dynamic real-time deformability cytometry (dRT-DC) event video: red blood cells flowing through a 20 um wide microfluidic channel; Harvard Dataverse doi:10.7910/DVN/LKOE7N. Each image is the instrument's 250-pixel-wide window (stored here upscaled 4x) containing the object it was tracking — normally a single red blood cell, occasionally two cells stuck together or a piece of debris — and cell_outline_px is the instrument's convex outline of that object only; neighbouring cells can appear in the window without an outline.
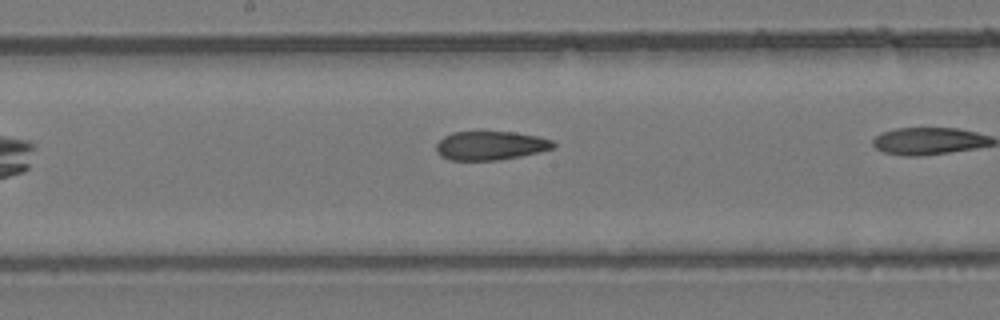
{"species": "common noctule bat (a hibernating species)", "species_latin": "Nyctalus noctula", "temperature_condition": "room temperature", "stored_images_in_passage": 13, "camera_frame_rate_fps": 3000, "um_per_image_px": 0.085, "animal": {"sex": "female", "body_mass_g": 24.6, "forearm_length_mm": 56.2}, "frame": {"image": 1, "passage_image": 8, "time_ms": 2.333, "image_size_px": [1000, 320], "cell_outline_px": [[556, 144], [552, 148], [520, 156], [500, 160], [448, 160], [440, 156], [436, 152], [436, 144], [444, 136], [452, 132], [516, 132], [536, 136], [552, 140]], "centroid_in_image_um": [41.64, 12.38], "position_along_channel_um": 206.6, "area_um2": 19.59}}
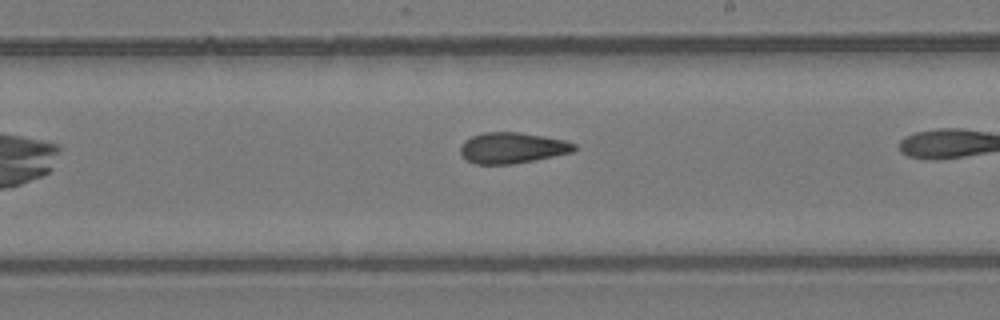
{"frame": {"image": 2, "passage_image": 11, "time_ms": 3.333, "image_size_px": [1000, 320], "cell_outline_px": [[576, 148], [572, 152], [536, 160], [512, 164], [476, 164], [460, 156], [460, 144], [464, 140], [472, 136], [484, 132], [520, 132], [544, 136], [564, 140], [576, 144]], "centroid_in_image_um": [43.51, 12.57], "position_along_channel_um": 245.5, "area_um2": 20.63}}